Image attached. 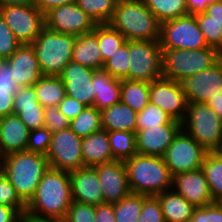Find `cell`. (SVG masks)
<instances>
[{
	"label": "cell",
	"mask_w": 222,
	"mask_h": 222,
	"mask_svg": "<svg viewBox=\"0 0 222 222\" xmlns=\"http://www.w3.org/2000/svg\"><path fill=\"white\" fill-rule=\"evenodd\" d=\"M71 203L69 172L49 167L26 204L25 215L38 219L64 220Z\"/></svg>",
	"instance_id": "6da1fadb"
},
{
	"label": "cell",
	"mask_w": 222,
	"mask_h": 222,
	"mask_svg": "<svg viewBox=\"0 0 222 222\" xmlns=\"http://www.w3.org/2000/svg\"><path fill=\"white\" fill-rule=\"evenodd\" d=\"M49 167L46 156L29 151L14 152L0 158V170L25 204L33 197Z\"/></svg>",
	"instance_id": "7a4b0ae2"
},
{
	"label": "cell",
	"mask_w": 222,
	"mask_h": 222,
	"mask_svg": "<svg viewBox=\"0 0 222 222\" xmlns=\"http://www.w3.org/2000/svg\"><path fill=\"white\" fill-rule=\"evenodd\" d=\"M124 164L131 193L157 196L173 189V177L163 157L137 153Z\"/></svg>",
	"instance_id": "3957f363"
},
{
	"label": "cell",
	"mask_w": 222,
	"mask_h": 222,
	"mask_svg": "<svg viewBox=\"0 0 222 222\" xmlns=\"http://www.w3.org/2000/svg\"><path fill=\"white\" fill-rule=\"evenodd\" d=\"M108 24L127 41H154L160 38L161 23L142 0L118 2Z\"/></svg>",
	"instance_id": "277c9868"
},
{
	"label": "cell",
	"mask_w": 222,
	"mask_h": 222,
	"mask_svg": "<svg viewBox=\"0 0 222 222\" xmlns=\"http://www.w3.org/2000/svg\"><path fill=\"white\" fill-rule=\"evenodd\" d=\"M76 37L50 30L46 26L31 43L42 75L59 76L65 66L72 61V51Z\"/></svg>",
	"instance_id": "5b68a950"
},
{
	"label": "cell",
	"mask_w": 222,
	"mask_h": 222,
	"mask_svg": "<svg viewBox=\"0 0 222 222\" xmlns=\"http://www.w3.org/2000/svg\"><path fill=\"white\" fill-rule=\"evenodd\" d=\"M222 58V54L211 47L185 50L162 49L163 77L178 82L212 67Z\"/></svg>",
	"instance_id": "8992f818"
},
{
	"label": "cell",
	"mask_w": 222,
	"mask_h": 222,
	"mask_svg": "<svg viewBox=\"0 0 222 222\" xmlns=\"http://www.w3.org/2000/svg\"><path fill=\"white\" fill-rule=\"evenodd\" d=\"M182 130L206 151H218L222 145V119L206 103H188L181 122Z\"/></svg>",
	"instance_id": "52a82bcc"
},
{
	"label": "cell",
	"mask_w": 222,
	"mask_h": 222,
	"mask_svg": "<svg viewBox=\"0 0 222 222\" xmlns=\"http://www.w3.org/2000/svg\"><path fill=\"white\" fill-rule=\"evenodd\" d=\"M159 42L161 49L195 50L208 47L196 16L190 13L161 23Z\"/></svg>",
	"instance_id": "ba28073f"
},
{
	"label": "cell",
	"mask_w": 222,
	"mask_h": 222,
	"mask_svg": "<svg viewBox=\"0 0 222 222\" xmlns=\"http://www.w3.org/2000/svg\"><path fill=\"white\" fill-rule=\"evenodd\" d=\"M128 80L151 83L163 77L162 49L159 40L129 41Z\"/></svg>",
	"instance_id": "9c48e42d"
},
{
	"label": "cell",
	"mask_w": 222,
	"mask_h": 222,
	"mask_svg": "<svg viewBox=\"0 0 222 222\" xmlns=\"http://www.w3.org/2000/svg\"><path fill=\"white\" fill-rule=\"evenodd\" d=\"M207 152L194 138L181 129L166 150L163 159L173 177L202 168Z\"/></svg>",
	"instance_id": "30bf717a"
},
{
	"label": "cell",
	"mask_w": 222,
	"mask_h": 222,
	"mask_svg": "<svg viewBox=\"0 0 222 222\" xmlns=\"http://www.w3.org/2000/svg\"><path fill=\"white\" fill-rule=\"evenodd\" d=\"M0 13L21 44H31L45 27V15L34 5H0Z\"/></svg>",
	"instance_id": "8fae6325"
},
{
	"label": "cell",
	"mask_w": 222,
	"mask_h": 222,
	"mask_svg": "<svg viewBox=\"0 0 222 222\" xmlns=\"http://www.w3.org/2000/svg\"><path fill=\"white\" fill-rule=\"evenodd\" d=\"M81 148L82 138L70 128L52 133L51 144L46 154L49 166L67 172L83 168Z\"/></svg>",
	"instance_id": "7c38bea8"
},
{
	"label": "cell",
	"mask_w": 222,
	"mask_h": 222,
	"mask_svg": "<svg viewBox=\"0 0 222 222\" xmlns=\"http://www.w3.org/2000/svg\"><path fill=\"white\" fill-rule=\"evenodd\" d=\"M96 25L76 2L59 6L45 15L47 28L75 37L92 32Z\"/></svg>",
	"instance_id": "4fadbf2b"
},
{
	"label": "cell",
	"mask_w": 222,
	"mask_h": 222,
	"mask_svg": "<svg viewBox=\"0 0 222 222\" xmlns=\"http://www.w3.org/2000/svg\"><path fill=\"white\" fill-rule=\"evenodd\" d=\"M188 103H206L222 91V58L212 67L178 81Z\"/></svg>",
	"instance_id": "5bb4252c"
},
{
	"label": "cell",
	"mask_w": 222,
	"mask_h": 222,
	"mask_svg": "<svg viewBox=\"0 0 222 222\" xmlns=\"http://www.w3.org/2000/svg\"><path fill=\"white\" fill-rule=\"evenodd\" d=\"M149 102L157 105L174 120L182 122L185 118L188 102L176 81L161 77L149 83Z\"/></svg>",
	"instance_id": "9a60e30c"
},
{
	"label": "cell",
	"mask_w": 222,
	"mask_h": 222,
	"mask_svg": "<svg viewBox=\"0 0 222 222\" xmlns=\"http://www.w3.org/2000/svg\"><path fill=\"white\" fill-rule=\"evenodd\" d=\"M94 168L99 178L104 203H117L131 193L124 161L115 160L96 165Z\"/></svg>",
	"instance_id": "2e32d148"
},
{
	"label": "cell",
	"mask_w": 222,
	"mask_h": 222,
	"mask_svg": "<svg viewBox=\"0 0 222 222\" xmlns=\"http://www.w3.org/2000/svg\"><path fill=\"white\" fill-rule=\"evenodd\" d=\"M96 70L70 61L59 75L65 84L66 95L78 100L86 107L93 106V74Z\"/></svg>",
	"instance_id": "e0dca14e"
},
{
	"label": "cell",
	"mask_w": 222,
	"mask_h": 222,
	"mask_svg": "<svg viewBox=\"0 0 222 222\" xmlns=\"http://www.w3.org/2000/svg\"><path fill=\"white\" fill-rule=\"evenodd\" d=\"M181 129V124H164L136 131L137 153L163 157Z\"/></svg>",
	"instance_id": "ac0fdd59"
},
{
	"label": "cell",
	"mask_w": 222,
	"mask_h": 222,
	"mask_svg": "<svg viewBox=\"0 0 222 222\" xmlns=\"http://www.w3.org/2000/svg\"><path fill=\"white\" fill-rule=\"evenodd\" d=\"M172 187L195 207L214 202L202 168L173 176Z\"/></svg>",
	"instance_id": "d6986e66"
},
{
	"label": "cell",
	"mask_w": 222,
	"mask_h": 222,
	"mask_svg": "<svg viewBox=\"0 0 222 222\" xmlns=\"http://www.w3.org/2000/svg\"><path fill=\"white\" fill-rule=\"evenodd\" d=\"M69 174L72 201L94 206L104 204L99 178L94 167H83Z\"/></svg>",
	"instance_id": "ffe728a7"
},
{
	"label": "cell",
	"mask_w": 222,
	"mask_h": 222,
	"mask_svg": "<svg viewBox=\"0 0 222 222\" xmlns=\"http://www.w3.org/2000/svg\"><path fill=\"white\" fill-rule=\"evenodd\" d=\"M6 60L13 69V82L18 87L33 86L43 76L31 44H21Z\"/></svg>",
	"instance_id": "44dd1931"
},
{
	"label": "cell",
	"mask_w": 222,
	"mask_h": 222,
	"mask_svg": "<svg viewBox=\"0 0 222 222\" xmlns=\"http://www.w3.org/2000/svg\"><path fill=\"white\" fill-rule=\"evenodd\" d=\"M29 129L16 114L0 118V158L26 151Z\"/></svg>",
	"instance_id": "7402d4cb"
},
{
	"label": "cell",
	"mask_w": 222,
	"mask_h": 222,
	"mask_svg": "<svg viewBox=\"0 0 222 222\" xmlns=\"http://www.w3.org/2000/svg\"><path fill=\"white\" fill-rule=\"evenodd\" d=\"M81 153L84 167H94L115 161L110 148L108 131L105 129L82 138Z\"/></svg>",
	"instance_id": "603a6c76"
},
{
	"label": "cell",
	"mask_w": 222,
	"mask_h": 222,
	"mask_svg": "<svg viewBox=\"0 0 222 222\" xmlns=\"http://www.w3.org/2000/svg\"><path fill=\"white\" fill-rule=\"evenodd\" d=\"M71 59L93 70L103 69L104 61L98 43V24L92 32L76 37Z\"/></svg>",
	"instance_id": "cb8c5ba5"
},
{
	"label": "cell",
	"mask_w": 222,
	"mask_h": 222,
	"mask_svg": "<svg viewBox=\"0 0 222 222\" xmlns=\"http://www.w3.org/2000/svg\"><path fill=\"white\" fill-rule=\"evenodd\" d=\"M92 87L95 96L93 106L99 111L120 102L121 80L114 78L103 69L94 72Z\"/></svg>",
	"instance_id": "d4e9b609"
},
{
	"label": "cell",
	"mask_w": 222,
	"mask_h": 222,
	"mask_svg": "<svg viewBox=\"0 0 222 222\" xmlns=\"http://www.w3.org/2000/svg\"><path fill=\"white\" fill-rule=\"evenodd\" d=\"M138 112L121 101L101 111L102 129L136 133Z\"/></svg>",
	"instance_id": "484cf974"
},
{
	"label": "cell",
	"mask_w": 222,
	"mask_h": 222,
	"mask_svg": "<svg viewBox=\"0 0 222 222\" xmlns=\"http://www.w3.org/2000/svg\"><path fill=\"white\" fill-rule=\"evenodd\" d=\"M160 201L165 222H189L193 216V204L173 189L164 191L156 196Z\"/></svg>",
	"instance_id": "4316f807"
},
{
	"label": "cell",
	"mask_w": 222,
	"mask_h": 222,
	"mask_svg": "<svg viewBox=\"0 0 222 222\" xmlns=\"http://www.w3.org/2000/svg\"><path fill=\"white\" fill-rule=\"evenodd\" d=\"M33 87L43 108L58 106L66 96L65 84L60 76L43 75Z\"/></svg>",
	"instance_id": "83f0119b"
},
{
	"label": "cell",
	"mask_w": 222,
	"mask_h": 222,
	"mask_svg": "<svg viewBox=\"0 0 222 222\" xmlns=\"http://www.w3.org/2000/svg\"><path fill=\"white\" fill-rule=\"evenodd\" d=\"M208 186L214 202L222 203V155L207 152L202 164Z\"/></svg>",
	"instance_id": "f1b7e54d"
},
{
	"label": "cell",
	"mask_w": 222,
	"mask_h": 222,
	"mask_svg": "<svg viewBox=\"0 0 222 222\" xmlns=\"http://www.w3.org/2000/svg\"><path fill=\"white\" fill-rule=\"evenodd\" d=\"M120 101L132 110L140 112L149 103V83L127 79L121 80Z\"/></svg>",
	"instance_id": "f546056e"
},
{
	"label": "cell",
	"mask_w": 222,
	"mask_h": 222,
	"mask_svg": "<svg viewBox=\"0 0 222 222\" xmlns=\"http://www.w3.org/2000/svg\"><path fill=\"white\" fill-rule=\"evenodd\" d=\"M110 148L116 161H126L137 154L136 133L129 131H108Z\"/></svg>",
	"instance_id": "4dcf8cb0"
},
{
	"label": "cell",
	"mask_w": 222,
	"mask_h": 222,
	"mask_svg": "<svg viewBox=\"0 0 222 222\" xmlns=\"http://www.w3.org/2000/svg\"><path fill=\"white\" fill-rule=\"evenodd\" d=\"M160 23L189 14L185 0H142Z\"/></svg>",
	"instance_id": "1f68e13d"
},
{
	"label": "cell",
	"mask_w": 222,
	"mask_h": 222,
	"mask_svg": "<svg viewBox=\"0 0 222 222\" xmlns=\"http://www.w3.org/2000/svg\"><path fill=\"white\" fill-rule=\"evenodd\" d=\"M69 128L81 138L101 130V111L94 106L85 107L75 119L70 121Z\"/></svg>",
	"instance_id": "d6a6232c"
},
{
	"label": "cell",
	"mask_w": 222,
	"mask_h": 222,
	"mask_svg": "<svg viewBox=\"0 0 222 222\" xmlns=\"http://www.w3.org/2000/svg\"><path fill=\"white\" fill-rule=\"evenodd\" d=\"M148 196L130 193L124 199L114 203L116 222H137L143 207V201Z\"/></svg>",
	"instance_id": "836d02e7"
},
{
	"label": "cell",
	"mask_w": 222,
	"mask_h": 222,
	"mask_svg": "<svg viewBox=\"0 0 222 222\" xmlns=\"http://www.w3.org/2000/svg\"><path fill=\"white\" fill-rule=\"evenodd\" d=\"M76 4L96 24H107L113 16L117 2L115 0H76Z\"/></svg>",
	"instance_id": "e575fe53"
},
{
	"label": "cell",
	"mask_w": 222,
	"mask_h": 222,
	"mask_svg": "<svg viewBox=\"0 0 222 222\" xmlns=\"http://www.w3.org/2000/svg\"><path fill=\"white\" fill-rule=\"evenodd\" d=\"M126 38L107 24H98V43L104 63L125 43Z\"/></svg>",
	"instance_id": "d590c367"
},
{
	"label": "cell",
	"mask_w": 222,
	"mask_h": 222,
	"mask_svg": "<svg viewBox=\"0 0 222 222\" xmlns=\"http://www.w3.org/2000/svg\"><path fill=\"white\" fill-rule=\"evenodd\" d=\"M164 124H181V122L174 120L169 114L150 102L138 112L137 131Z\"/></svg>",
	"instance_id": "8d00e7d4"
},
{
	"label": "cell",
	"mask_w": 222,
	"mask_h": 222,
	"mask_svg": "<svg viewBox=\"0 0 222 222\" xmlns=\"http://www.w3.org/2000/svg\"><path fill=\"white\" fill-rule=\"evenodd\" d=\"M130 69L129 41L123 43L103 66V70L119 80H128Z\"/></svg>",
	"instance_id": "74e56055"
},
{
	"label": "cell",
	"mask_w": 222,
	"mask_h": 222,
	"mask_svg": "<svg viewBox=\"0 0 222 222\" xmlns=\"http://www.w3.org/2000/svg\"><path fill=\"white\" fill-rule=\"evenodd\" d=\"M195 16L208 47L214 48L222 54V23L209 20V15L205 12Z\"/></svg>",
	"instance_id": "f35d334b"
},
{
	"label": "cell",
	"mask_w": 222,
	"mask_h": 222,
	"mask_svg": "<svg viewBox=\"0 0 222 222\" xmlns=\"http://www.w3.org/2000/svg\"><path fill=\"white\" fill-rule=\"evenodd\" d=\"M0 204L15 208L21 215H25L26 204L17 195L15 188L0 170Z\"/></svg>",
	"instance_id": "ab89813d"
},
{
	"label": "cell",
	"mask_w": 222,
	"mask_h": 222,
	"mask_svg": "<svg viewBox=\"0 0 222 222\" xmlns=\"http://www.w3.org/2000/svg\"><path fill=\"white\" fill-rule=\"evenodd\" d=\"M13 113L20 117L29 130L44 127V108L40 103H35V106L13 107Z\"/></svg>",
	"instance_id": "60d3db41"
},
{
	"label": "cell",
	"mask_w": 222,
	"mask_h": 222,
	"mask_svg": "<svg viewBox=\"0 0 222 222\" xmlns=\"http://www.w3.org/2000/svg\"><path fill=\"white\" fill-rule=\"evenodd\" d=\"M52 133L45 127L29 131L26 151L46 156L50 144Z\"/></svg>",
	"instance_id": "b9f144b4"
},
{
	"label": "cell",
	"mask_w": 222,
	"mask_h": 222,
	"mask_svg": "<svg viewBox=\"0 0 222 222\" xmlns=\"http://www.w3.org/2000/svg\"><path fill=\"white\" fill-rule=\"evenodd\" d=\"M20 45L21 43L15 38L0 13V58L2 60L8 59Z\"/></svg>",
	"instance_id": "7bdbcfd3"
},
{
	"label": "cell",
	"mask_w": 222,
	"mask_h": 222,
	"mask_svg": "<svg viewBox=\"0 0 222 222\" xmlns=\"http://www.w3.org/2000/svg\"><path fill=\"white\" fill-rule=\"evenodd\" d=\"M96 206L72 201L65 222H96Z\"/></svg>",
	"instance_id": "ee69618b"
},
{
	"label": "cell",
	"mask_w": 222,
	"mask_h": 222,
	"mask_svg": "<svg viewBox=\"0 0 222 222\" xmlns=\"http://www.w3.org/2000/svg\"><path fill=\"white\" fill-rule=\"evenodd\" d=\"M70 120L58 109V106L44 108V127L51 133L69 128Z\"/></svg>",
	"instance_id": "f6af8a7d"
},
{
	"label": "cell",
	"mask_w": 222,
	"mask_h": 222,
	"mask_svg": "<svg viewBox=\"0 0 222 222\" xmlns=\"http://www.w3.org/2000/svg\"><path fill=\"white\" fill-rule=\"evenodd\" d=\"M189 222H222V203L213 202L196 207Z\"/></svg>",
	"instance_id": "bcb514c9"
},
{
	"label": "cell",
	"mask_w": 222,
	"mask_h": 222,
	"mask_svg": "<svg viewBox=\"0 0 222 222\" xmlns=\"http://www.w3.org/2000/svg\"><path fill=\"white\" fill-rule=\"evenodd\" d=\"M137 222H165L160 201L156 196H148L143 201L142 211Z\"/></svg>",
	"instance_id": "7dc6e473"
},
{
	"label": "cell",
	"mask_w": 222,
	"mask_h": 222,
	"mask_svg": "<svg viewBox=\"0 0 222 222\" xmlns=\"http://www.w3.org/2000/svg\"><path fill=\"white\" fill-rule=\"evenodd\" d=\"M12 67L5 59L0 61V95H15L18 86L13 82Z\"/></svg>",
	"instance_id": "c3c4849f"
},
{
	"label": "cell",
	"mask_w": 222,
	"mask_h": 222,
	"mask_svg": "<svg viewBox=\"0 0 222 222\" xmlns=\"http://www.w3.org/2000/svg\"><path fill=\"white\" fill-rule=\"evenodd\" d=\"M39 103L33 86L19 87L13 98V107L35 106Z\"/></svg>",
	"instance_id": "681fc988"
},
{
	"label": "cell",
	"mask_w": 222,
	"mask_h": 222,
	"mask_svg": "<svg viewBox=\"0 0 222 222\" xmlns=\"http://www.w3.org/2000/svg\"><path fill=\"white\" fill-rule=\"evenodd\" d=\"M86 106L78 100L65 96L63 100L58 104V109L65 115L70 121L75 119L79 113L83 111Z\"/></svg>",
	"instance_id": "f907efd6"
},
{
	"label": "cell",
	"mask_w": 222,
	"mask_h": 222,
	"mask_svg": "<svg viewBox=\"0 0 222 222\" xmlns=\"http://www.w3.org/2000/svg\"><path fill=\"white\" fill-rule=\"evenodd\" d=\"M96 222H116L114 205L104 203L96 206Z\"/></svg>",
	"instance_id": "816d5d0a"
},
{
	"label": "cell",
	"mask_w": 222,
	"mask_h": 222,
	"mask_svg": "<svg viewBox=\"0 0 222 222\" xmlns=\"http://www.w3.org/2000/svg\"><path fill=\"white\" fill-rule=\"evenodd\" d=\"M76 0H33V4L46 15L51 10L69 3H75Z\"/></svg>",
	"instance_id": "f5cc1de1"
},
{
	"label": "cell",
	"mask_w": 222,
	"mask_h": 222,
	"mask_svg": "<svg viewBox=\"0 0 222 222\" xmlns=\"http://www.w3.org/2000/svg\"><path fill=\"white\" fill-rule=\"evenodd\" d=\"M187 4V8L190 14L197 15L200 13H204L207 10V6L211 2H217L220 0H185Z\"/></svg>",
	"instance_id": "db71d44e"
},
{
	"label": "cell",
	"mask_w": 222,
	"mask_h": 222,
	"mask_svg": "<svg viewBox=\"0 0 222 222\" xmlns=\"http://www.w3.org/2000/svg\"><path fill=\"white\" fill-rule=\"evenodd\" d=\"M21 216L15 208L0 204V222H16Z\"/></svg>",
	"instance_id": "11a10c76"
},
{
	"label": "cell",
	"mask_w": 222,
	"mask_h": 222,
	"mask_svg": "<svg viewBox=\"0 0 222 222\" xmlns=\"http://www.w3.org/2000/svg\"><path fill=\"white\" fill-rule=\"evenodd\" d=\"M205 13L209 15V20L222 23V0L211 2Z\"/></svg>",
	"instance_id": "9f6ffc18"
},
{
	"label": "cell",
	"mask_w": 222,
	"mask_h": 222,
	"mask_svg": "<svg viewBox=\"0 0 222 222\" xmlns=\"http://www.w3.org/2000/svg\"><path fill=\"white\" fill-rule=\"evenodd\" d=\"M13 95H0V118L13 114Z\"/></svg>",
	"instance_id": "6f0895ef"
},
{
	"label": "cell",
	"mask_w": 222,
	"mask_h": 222,
	"mask_svg": "<svg viewBox=\"0 0 222 222\" xmlns=\"http://www.w3.org/2000/svg\"><path fill=\"white\" fill-rule=\"evenodd\" d=\"M206 104L222 119V91L219 92V95L207 100Z\"/></svg>",
	"instance_id": "680465c9"
},
{
	"label": "cell",
	"mask_w": 222,
	"mask_h": 222,
	"mask_svg": "<svg viewBox=\"0 0 222 222\" xmlns=\"http://www.w3.org/2000/svg\"><path fill=\"white\" fill-rule=\"evenodd\" d=\"M33 4V0H0V5H27Z\"/></svg>",
	"instance_id": "91938a15"
},
{
	"label": "cell",
	"mask_w": 222,
	"mask_h": 222,
	"mask_svg": "<svg viewBox=\"0 0 222 222\" xmlns=\"http://www.w3.org/2000/svg\"><path fill=\"white\" fill-rule=\"evenodd\" d=\"M29 222H65L64 220L38 219L29 217Z\"/></svg>",
	"instance_id": "94428289"
},
{
	"label": "cell",
	"mask_w": 222,
	"mask_h": 222,
	"mask_svg": "<svg viewBox=\"0 0 222 222\" xmlns=\"http://www.w3.org/2000/svg\"><path fill=\"white\" fill-rule=\"evenodd\" d=\"M16 222H29V217L22 215Z\"/></svg>",
	"instance_id": "6125c7cd"
},
{
	"label": "cell",
	"mask_w": 222,
	"mask_h": 222,
	"mask_svg": "<svg viewBox=\"0 0 222 222\" xmlns=\"http://www.w3.org/2000/svg\"><path fill=\"white\" fill-rule=\"evenodd\" d=\"M117 3L121 1H135V0H115Z\"/></svg>",
	"instance_id": "be15d7a7"
},
{
	"label": "cell",
	"mask_w": 222,
	"mask_h": 222,
	"mask_svg": "<svg viewBox=\"0 0 222 222\" xmlns=\"http://www.w3.org/2000/svg\"><path fill=\"white\" fill-rule=\"evenodd\" d=\"M217 152H219L222 155V145H221L220 149Z\"/></svg>",
	"instance_id": "e7e4bbea"
}]
</instances>
